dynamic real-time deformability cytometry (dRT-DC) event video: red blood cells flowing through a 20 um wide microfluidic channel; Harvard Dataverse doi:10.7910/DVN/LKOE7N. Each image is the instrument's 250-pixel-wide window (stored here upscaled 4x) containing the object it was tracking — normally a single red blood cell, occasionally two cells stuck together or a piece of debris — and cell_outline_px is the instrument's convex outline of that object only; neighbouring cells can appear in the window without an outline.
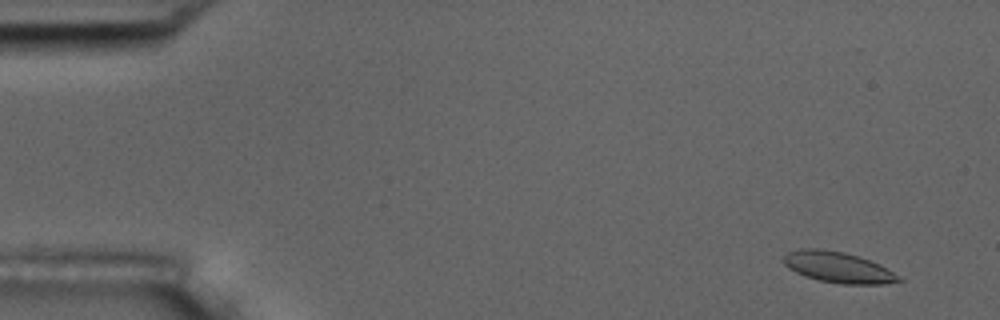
{"species": "common noctule bat (a hibernating species)", "species_latin": "Nyctalus noctula", "temperature_condition": "room temperature", "stored_images_in_passage": 5, "camera_frame_rate_fps": 3000, "um_per_image_px": 0.085, "animal": {"sex": "male", "body_mass_g": 17.5, "forearm_length_mm": 52.3}, "frame": {"image": 1, "passage_image": 1, "time_ms": 0.0, "image_size_px": [1000, 320], "cell_outline_px": [[904, 280], [884, 284], [840, 284], [816, 280], [804, 276], [788, 268], [784, 264], [784, 256], [788, 252], [800, 248], [820, 248], [844, 252], [880, 264]], "centroid_in_image_um": [71.2, 22.72], "position_along_channel_um": 13.8, "area_um2": 20.69}}
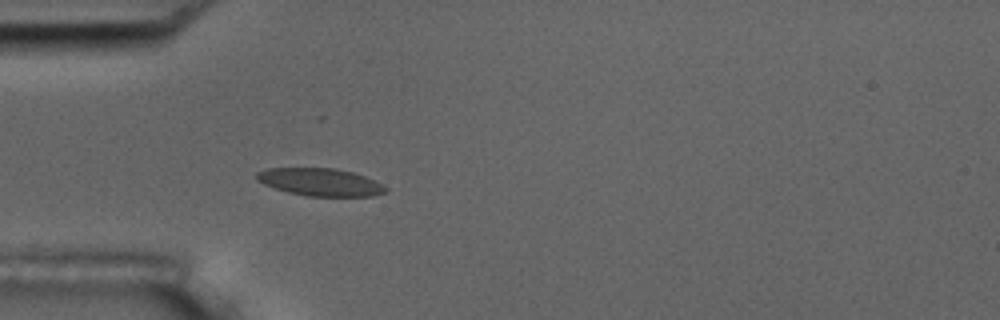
{"frame": {"image": 2, "passage_image": 5, "time_ms": 4.333, "image_size_px": [1000, 320], "cell_outline_px": [[388, 192], [372, 196], [308, 196], [288, 192], [264, 184], [256, 180], [256, 172], [268, 168], [332, 168], [352, 172], [364, 176], [388, 188]], "centroid_in_image_um": [27.21, 15.48], "position_along_channel_um": 57.8, "area_um2": 20.58}}